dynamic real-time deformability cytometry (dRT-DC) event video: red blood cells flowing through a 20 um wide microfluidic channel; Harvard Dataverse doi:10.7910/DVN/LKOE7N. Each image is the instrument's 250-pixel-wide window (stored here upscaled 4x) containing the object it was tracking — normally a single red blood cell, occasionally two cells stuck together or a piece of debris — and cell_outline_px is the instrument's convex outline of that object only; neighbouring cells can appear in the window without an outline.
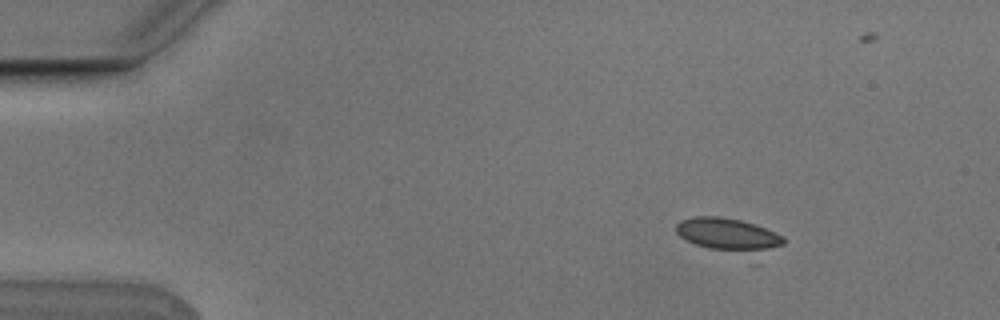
{"species": "Egyptian fruit bat (a non-hibernating species)", "species_latin": "Rousettus aegyptiacus", "temperature_condition": "cold", "stored_images_in_passage": 7, "camera_frame_rate_fps": 3000, "um_per_image_px": 0.085, "animal": {"sex": "male"}, "frame": {"image": 1, "passage_image": 2, "time_ms": 0.333, "image_size_px": [1000, 320], "cell_outline_px": [[784, 244], [760, 264], [752, 264], [684, 240], [676, 232], [676, 224], [680, 220], [696, 216], [720, 216], [740, 220], [764, 228], [784, 236]], "centroid_in_image_um": [62.12, 20.18], "position_along_channel_um": 22.9, "area_um2": 23.81}}